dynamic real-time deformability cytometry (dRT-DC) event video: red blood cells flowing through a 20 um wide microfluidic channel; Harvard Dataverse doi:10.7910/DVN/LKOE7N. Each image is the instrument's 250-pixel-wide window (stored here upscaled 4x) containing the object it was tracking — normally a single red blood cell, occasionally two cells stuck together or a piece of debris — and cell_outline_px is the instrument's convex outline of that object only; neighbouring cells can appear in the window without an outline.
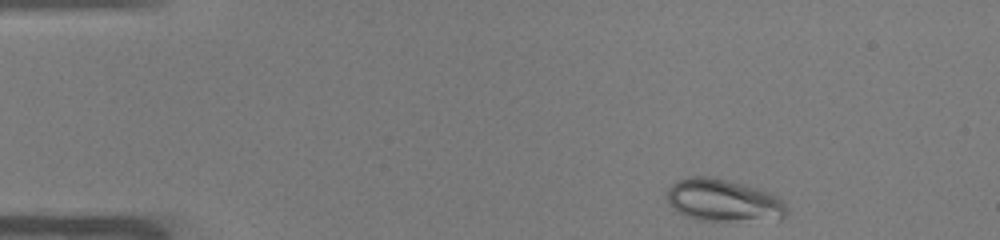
{"species": "common noctule bat (a hibernating species)", "species_latin": "Nyctalus noctula", "temperature_condition": "warm", "stored_images_in_passage": 45, "camera_frame_rate_fps": 3000, "um_per_image_px": 0.085, "animal": {"sex": "male", "body_mass_g": 19.0, "forearm_length_mm": 50.8}, "frame": {"image": 1, "passage_image": 1, "time_ms": 0.0, "image_size_px": [1000, 240], "cell_outline_px": [[788, 212], [780, 220], [696, 220], [680, 212], [668, 200], [668, 188], [676, 180], [688, 176], [708, 176], [728, 180], [744, 184], [768, 192], [776, 196], [784, 204]], "centroid_in_image_um": [61.5, 17.02], "position_along_channel_um": 23.5, "area_um2": 29.19}}
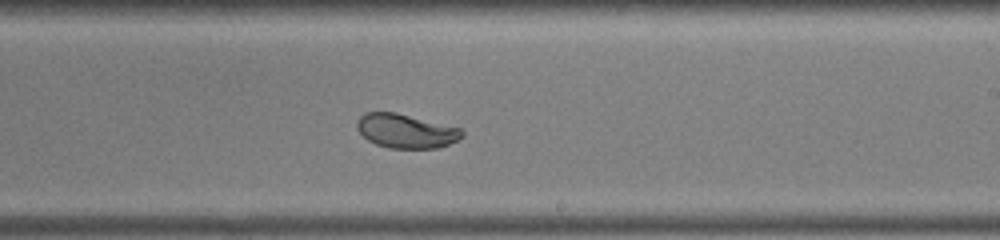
{"frame": {"image": 2, "passage_image": 25, "time_ms": 8.0, "image_size_px": [1000, 240], "cell_outline_px": [[464, 136], [448, 144], [436, 148], [388, 148], [376, 144], [368, 140], [356, 128], [356, 124], [360, 116], [364, 112], [396, 112], [460, 128], [464, 132]], "centroid_in_image_um": [34.48, 11.13], "position_along_channel_um": 254.5, "area_um2": 20.75}}
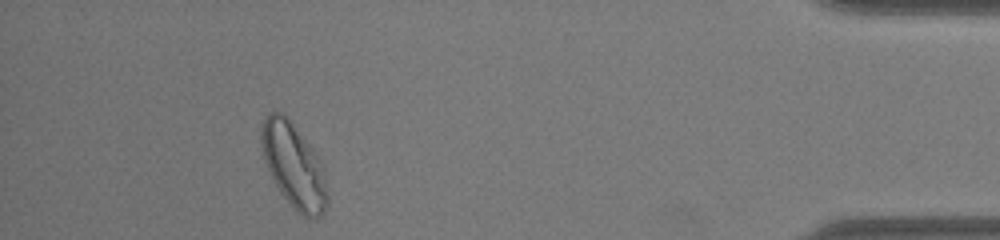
{"frame": {"image": 3, "passage_image": 41, "time_ms": 13.333, "image_size_px": [1000, 240], "cell_outline_px": [[328, 204], [324, 212], [320, 216], [312, 220], [308, 220], [296, 212], [292, 208], [280, 192], [272, 180], [264, 160], [260, 144], [260, 128], [268, 112], [280, 112], [288, 116], [312, 148], [320, 160], [324, 168], [328, 192]], "centroid_in_image_um": [24.97, 14.11], "position_along_channel_um": 410.2, "area_um2": 33.29}, "authors_computed_cell_mechanics": {"area_um2": 25.7788, "velocity_mm_per_s": 3.9047, "shape_relaxation_time_tau1_ms": 2.3378, "shape_relaxation_time_tau2_ms": null, "deformation_change_tau1": 0.0939, "deformation_change_tau2": null}}